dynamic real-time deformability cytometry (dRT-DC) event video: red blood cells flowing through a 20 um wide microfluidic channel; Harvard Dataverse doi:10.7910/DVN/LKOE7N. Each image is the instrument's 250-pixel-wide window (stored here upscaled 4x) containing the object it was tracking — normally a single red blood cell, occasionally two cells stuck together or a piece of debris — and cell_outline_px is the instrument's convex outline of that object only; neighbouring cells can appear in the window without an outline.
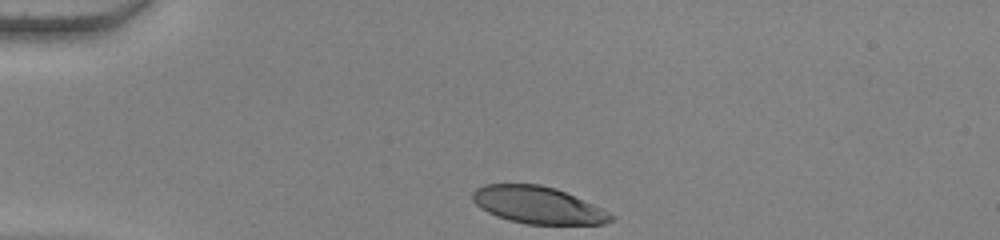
{"species": "human", "species_latin": "Homo sapiens", "temperature_condition": "warm", "stored_images_in_passage": 33, "camera_frame_rate_fps": 3000, "um_per_image_px": 0.085, "donor": {"sex": "female"}, "frame": {"image": 1, "passage_image": 1, "time_ms": 0.0, "image_size_px": [1000, 240], "cell_outline_px": [[616, 220], [604, 224], [524, 224], [508, 220], [496, 216], [480, 208], [472, 200], [472, 192], [476, 188], [484, 184], [540, 184], [556, 188], [592, 204], [616, 216]], "centroid_in_image_um": [45.71, 17.44], "position_along_channel_um": 39.3, "area_um2": 30.0}}
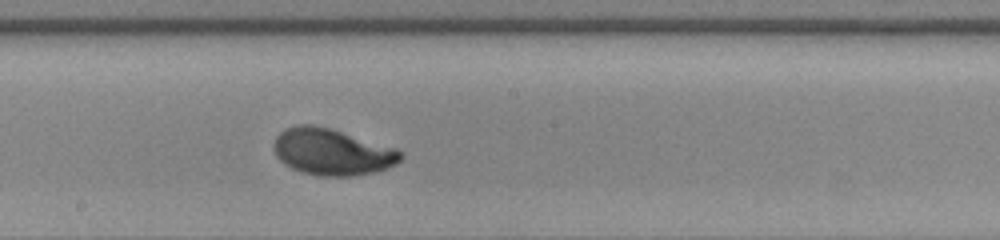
{"frame": {"image": 2, "passage_image": 19, "time_ms": 6.0, "image_size_px": [1000, 240], "cell_outline_px": [[404, 156], [396, 164], [388, 168], [376, 172], [352, 176], [320, 176], [304, 172], [292, 168], [284, 164], [276, 156], [272, 144], [276, 136], [284, 128], [296, 124], [312, 124], [328, 128], [396, 148], [404, 152]], "centroid_in_image_um": [28.22, 12.91], "position_along_channel_um": 220.0, "area_um2": 34.51}}
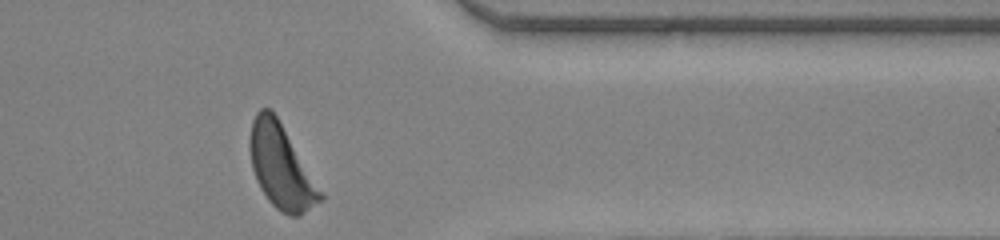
{"frame": {"image": 3, "passage_image": 33, "time_ms": 10.667, "image_size_px": [1000, 240], "cell_outline_px": [[324, 200], [304, 212], [296, 216], [288, 216], [280, 212], [268, 200], [260, 188], [256, 180], [252, 168], [248, 148], [248, 140], [252, 120], [256, 112], [260, 108], [272, 108], [324, 196]], "centroid_in_image_um": [23.84, 14.15], "position_along_channel_um": 387.6, "area_um2": 34.22}, "authors_computed_cell_mechanics": {"area_um2": 33.1194, "velocity_mm_per_s": 3.7967, "shape_relaxation_time_tau1_ms": 3.3258, "shape_relaxation_time_tau2_ms": null, "deformation_change_tau1": 0.1874, "deformation_change_tau2": null}}